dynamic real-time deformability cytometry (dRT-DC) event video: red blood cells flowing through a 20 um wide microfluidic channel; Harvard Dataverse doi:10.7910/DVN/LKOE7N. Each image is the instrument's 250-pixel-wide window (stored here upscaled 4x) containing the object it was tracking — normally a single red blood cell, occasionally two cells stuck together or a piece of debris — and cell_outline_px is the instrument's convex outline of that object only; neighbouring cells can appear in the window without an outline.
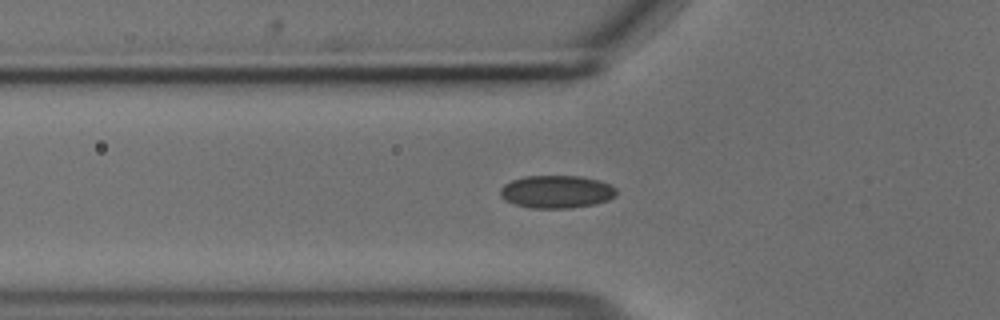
{"species": "common noctule bat (a hibernating species)", "species_latin": "Nyctalus noctula", "temperature_condition": "cold", "stored_images_in_passage": 33, "camera_frame_rate_fps": 3000, "um_per_image_px": 0.085, "animal": {"sex": "male", "body_mass_g": 18.8}, "frame": {"image": 1, "passage_image": 2, "time_ms": 0.333, "image_size_px": [1000, 320], "cell_outline_px": [[616, 196], [608, 200], [596, 204], [568, 208], [532, 208], [516, 204], [504, 200], [500, 196], [500, 188], [504, 184], [512, 180], [524, 176], [580, 176], [596, 180], [608, 184], [616, 188]], "centroid_in_image_um": [47.29, 16.3], "position_along_channel_um": 78.5, "area_um2": 22.14}}
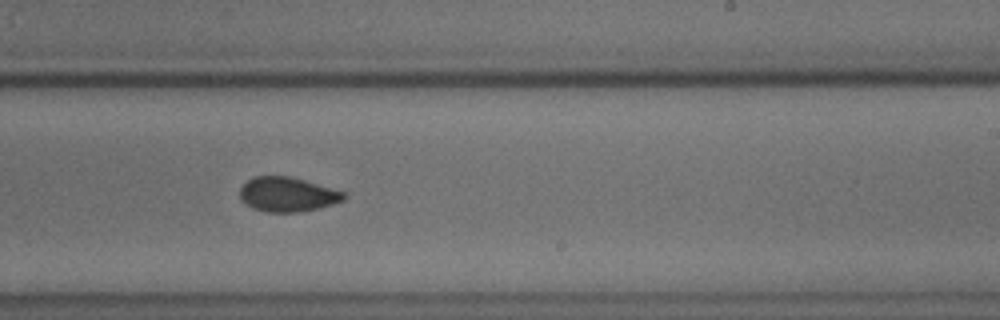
{"frame": {"image": 2, "passage_image": 17, "time_ms": 5.333, "image_size_px": [1000, 320], "cell_outline_px": [[344, 200], [320, 208], [300, 212], [264, 212], [252, 208], [240, 200], [240, 188], [252, 176], [288, 176], [304, 180], [344, 192]], "centroid_in_image_um": [24.39, 16.53], "position_along_channel_um": 264.6, "area_um2": 20.87}}
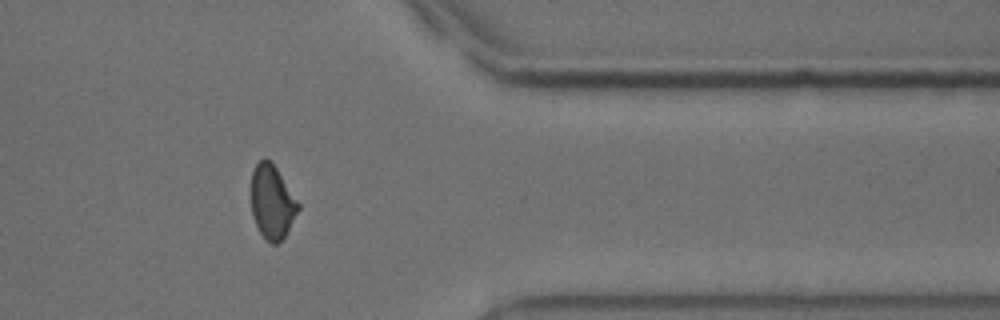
{"frame": {"image": 3, "passage_image": 28, "time_ms": 9.0, "image_size_px": [1000, 320], "cell_outline_px": [[300, 208], [284, 236], [276, 244], [272, 244], [260, 232], [252, 216], [252, 172], [256, 164], [264, 156], [276, 168], [300, 204]], "centroid_in_image_um": [23.13, 17.15], "position_along_channel_um": 388.3, "area_um2": 19.77}}